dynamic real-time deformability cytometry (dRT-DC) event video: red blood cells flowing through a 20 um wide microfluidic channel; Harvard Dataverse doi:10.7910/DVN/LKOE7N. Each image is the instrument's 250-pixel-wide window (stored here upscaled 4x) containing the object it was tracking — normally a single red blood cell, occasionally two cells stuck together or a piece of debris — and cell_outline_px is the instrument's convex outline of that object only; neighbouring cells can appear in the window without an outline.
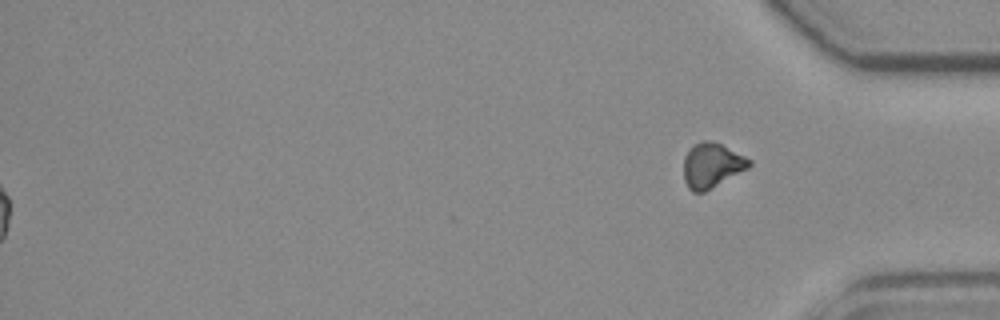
{"species": "common noctule bat (a hibernating species)", "species_latin": "Nyctalus noctula", "temperature_condition": "room temperature", "stored_images_in_passage": 56, "segment_of_instrument_passage": [2, 2], "camera_frame_rate_fps": 3000, "um_per_image_px": 0.085, "animal": {"sex": "female", "body_mass_g": 19.3, "forearm_length_mm": 54.1}, "frame": {"image": 1, "passage_image": 56, "time_ms": 18.333, "image_size_px": [1000, 320], "cell_outline_px": [[752, 164], [748, 168], [704, 192], [692, 192], [688, 188], [684, 180], [684, 156], [696, 144], [704, 140], [712, 140], [752, 160]], "centroid_in_image_um": [60.5, 14.07], "position_along_channel_um": 374.7, "area_um2": 16.82}}